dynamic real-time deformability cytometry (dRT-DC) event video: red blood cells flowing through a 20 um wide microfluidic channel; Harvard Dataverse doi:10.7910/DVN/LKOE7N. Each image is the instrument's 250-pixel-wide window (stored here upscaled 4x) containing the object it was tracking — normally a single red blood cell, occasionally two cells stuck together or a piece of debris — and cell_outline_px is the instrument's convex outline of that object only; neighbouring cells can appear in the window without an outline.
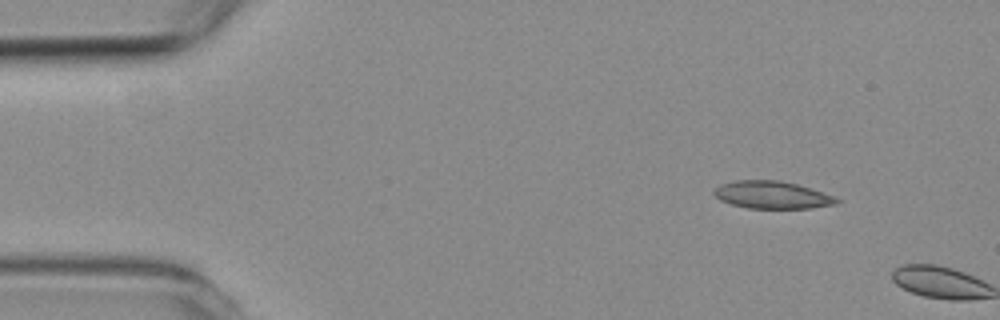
{"species": "common noctule bat (a hibernating species)", "species_latin": "Nyctalus noctula", "temperature_condition": "room temperature", "stored_images_in_passage": 2, "camera_frame_rate_fps": 3000, "um_per_image_px": 0.085, "animal": {"sex": "female", "body_mass_g": 19.3, "forearm_length_mm": 54.1}, "frame": {"image": 1, "passage_image": 1, "time_ms": 0.0, "image_size_px": [1000, 320], "cell_outline_px": [[840, 200], [836, 204], [812, 208], [748, 208], [732, 204], [720, 200], [712, 192], [720, 184], [736, 180], [780, 180], [796, 184], [836, 196]], "centroid_in_image_um": [65.64, 16.56], "position_along_channel_um": 19.4, "area_um2": 19.59}}